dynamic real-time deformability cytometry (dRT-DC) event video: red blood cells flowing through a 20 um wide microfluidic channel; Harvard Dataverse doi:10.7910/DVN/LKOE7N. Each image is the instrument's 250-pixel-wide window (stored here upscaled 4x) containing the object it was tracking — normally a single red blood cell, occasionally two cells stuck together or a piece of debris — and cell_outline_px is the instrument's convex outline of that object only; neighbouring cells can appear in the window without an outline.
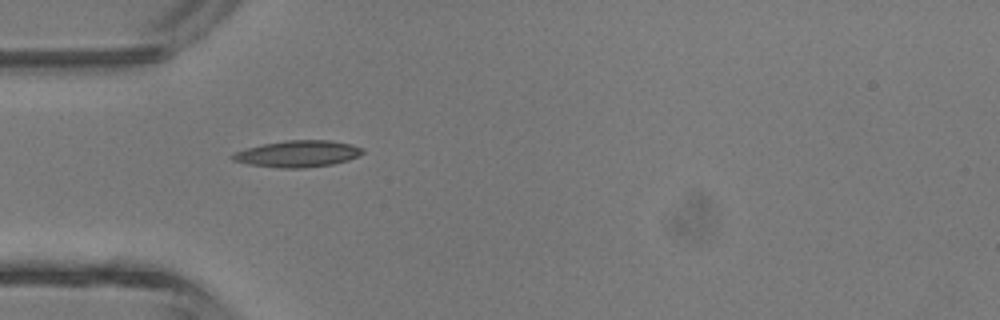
{"species": "common noctule bat (a hibernating species)", "species_latin": "Nyctalus noctula", "temperature_condition": "room temperature", "stored_images_in_passage": 4, "camera_frame_rate_fps": 3000, "um_per_image_px": 0.085, "animal": {"sex": "male", "body_mass_g": 13.3}, "frame": {"image": 1, "passage_image": 3, "time_ms": 2.333, "image_size_px": [1000, 320], "cell_outline_px": [[364, 152], [360, 156], [348, 160], [332, 164], [304, 168], [280, 168], [248, 164], [232, 160], [228, 156], [236, 152], [248, 148], [264, 144], [284, 140], [332, 140], [352, 144], [364, 148]], "centroid_in_image_um": [25.35, 13.07], "position_along_channel_um": 59.7, "area_um2": 20.23}}
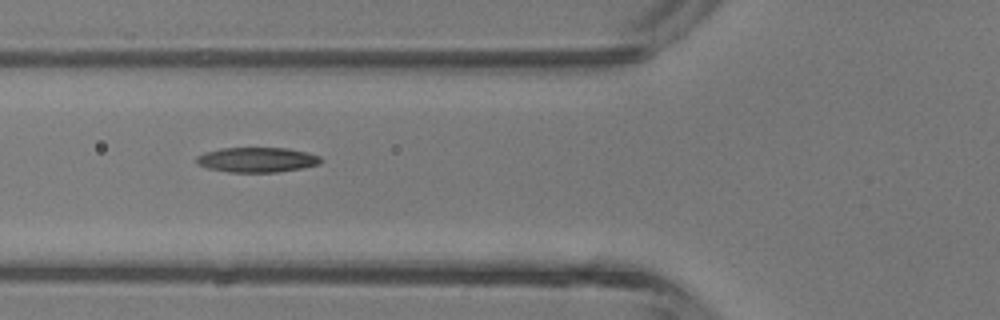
{"frame": {"image": 2, "passage_image": 4, "time_ms": 3.333, "image_size_px": [1000, 320], "cell_outline_px": [[320, 164], [300, 168], [276, 172], [228, 172], [208, 168], [196, 164], [196, 156], [204, 152], [220, 148], [288, 148], [320, 156]], "centroid_in_image_um": [21.78, 13.58], "position_along_channel_um": 104.0, "area_um2": 17.98}}